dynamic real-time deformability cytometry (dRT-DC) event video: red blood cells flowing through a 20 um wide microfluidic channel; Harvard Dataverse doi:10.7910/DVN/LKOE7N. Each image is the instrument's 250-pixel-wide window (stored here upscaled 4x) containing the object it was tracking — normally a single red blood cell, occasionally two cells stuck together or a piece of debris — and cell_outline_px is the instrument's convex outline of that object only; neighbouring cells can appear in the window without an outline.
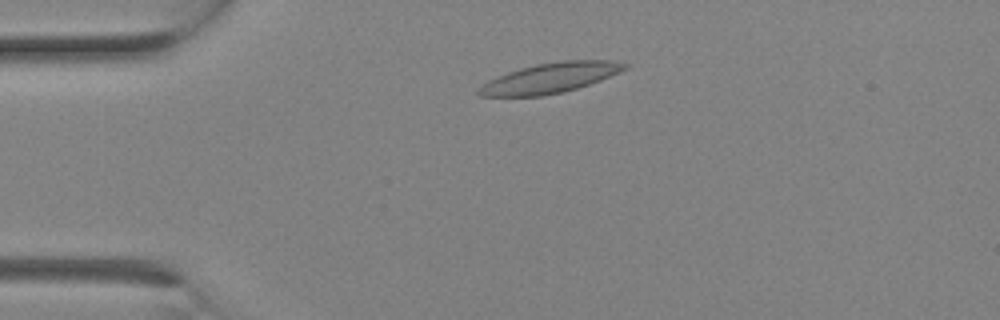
{"species": "Egyptian fruit bat (a non-hibernating species)", "species_latin": "Rousettus aegyptiacus", "temperature_condition": "room temperature", "stored_images_in_passage": 3, "camera_frame_rate_fps": 3000, "um_per_image_px": 0.085, "animal": {"sex": "female"}, "frame": {"image": 1, "passage_image": 3, "time_ms": 0.667, "image_size_px": [1000, 320], "cell_outline_px": [[632, 64], [628, 68], [620, 72], [600, 80], [564, 92], [540, 96], [480, 96], [476, 92], [476, 88], [488, 80], [508, 72], [520, 68], [536, 64], [560, 60], [612, 60]], "centroid_in_image_um": [46.78, 6.61], "position_along_channel_um": 38.2, "area_um2": 25.72}}